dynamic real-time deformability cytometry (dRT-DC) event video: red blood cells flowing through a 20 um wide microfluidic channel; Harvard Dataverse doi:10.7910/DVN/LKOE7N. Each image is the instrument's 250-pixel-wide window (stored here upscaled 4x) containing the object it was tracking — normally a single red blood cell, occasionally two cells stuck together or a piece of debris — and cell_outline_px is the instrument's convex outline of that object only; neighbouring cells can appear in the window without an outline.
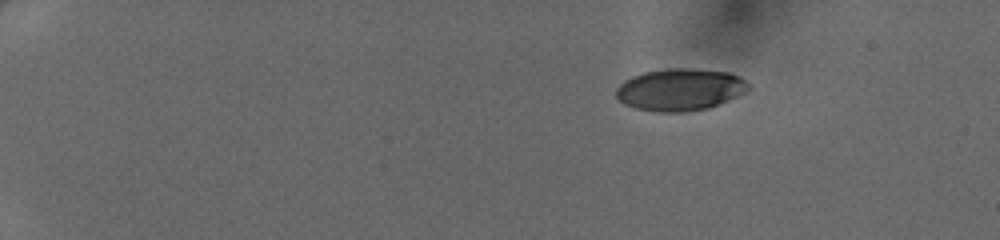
{"species": "human", "species_latin": "Homo sapiens", "temperature_condition": "cold", "stored_images_in_passage": 9, "camera_frame_rate_fps": 3000, "um_per_image_px": 0.085, "donor": {"sex": "female"}, "frame": {"image": 1, "passage_image": 1, "time_ms": 0.0, "image_size_px": [1000, 240], "cell_outline_px": [[748, 88], [744, 92], [720, 104], [708, 108], [684, 112], [660, 112], [636, 108], [624, 104], [616, 96], [616, 88], [624, 80], [632, 76], [644, 72], [668, 68], [688, 68], [728, 72], [740, 76], [748, 84]], "centroid_in_image_um": [57.78, 7.61], "position_along_channel_um": 27.2, "area_um2": 32.31}}